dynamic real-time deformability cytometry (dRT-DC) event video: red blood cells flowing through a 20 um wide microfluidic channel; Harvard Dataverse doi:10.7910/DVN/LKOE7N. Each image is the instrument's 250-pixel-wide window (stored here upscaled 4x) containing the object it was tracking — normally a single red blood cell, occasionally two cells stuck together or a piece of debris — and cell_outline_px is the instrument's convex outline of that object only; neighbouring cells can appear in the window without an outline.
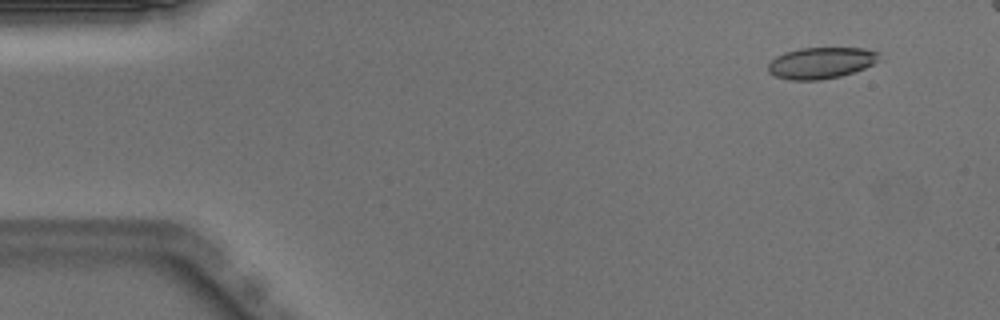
{"species": "Egyptian fruit bat (a non-hibernating species)", "species_latin": "Rousettus aegyptiacus", "temperature_condition": "warm", "stored_images_in_passage": 44, "camera_frame_rate_fps": 3000, "um_per_image_px": 0.085, "animal": {"sex": "male"}, "frame": {"image": 1, "passage_image": 1, "time_ms": 0.0, "image_size_px": [1000, 320], "cell_outline_px": [[880, 60], [864, 68], [840, 76], [820, 80], [792, 80], [776, 76], [768, 72], [768, 64], [776, 56], [784, 52], [800, 48], [864, 48], [880, 52]], "centroid_in_image_um": [69.8, 5.34], "position_along_channel_um": 15.2, "area_um2": 20.29}}
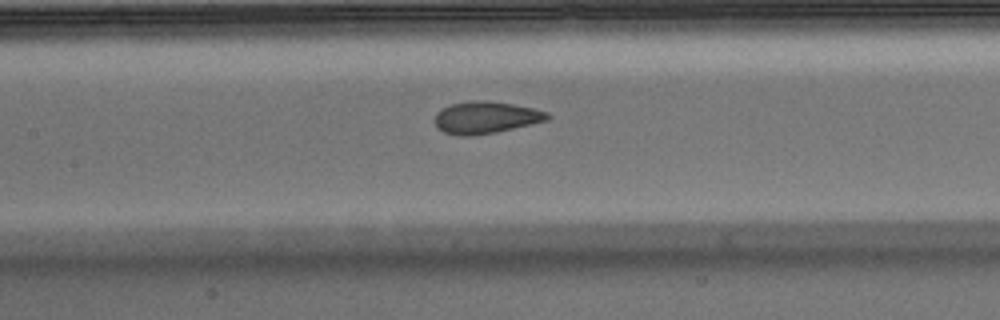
{"frame": {"image": 2, "passage_image": 20, "time_ms": 6.333, "image_size_px": [1000, 320], "cell_outline_px": [[552, 116], [548, 120], [532, 124], [496, 132], [472, 136], [460, 136], [444, 132], [436, 128], [436, 112], [440, 108], [452, 104], [476, 100], [512, 104], [532, 108], [548, 112]], "centroid_in_image_um": [41.29, 10.0], "position_along_channel_um": 166.1, "area_um2": 20.92}}
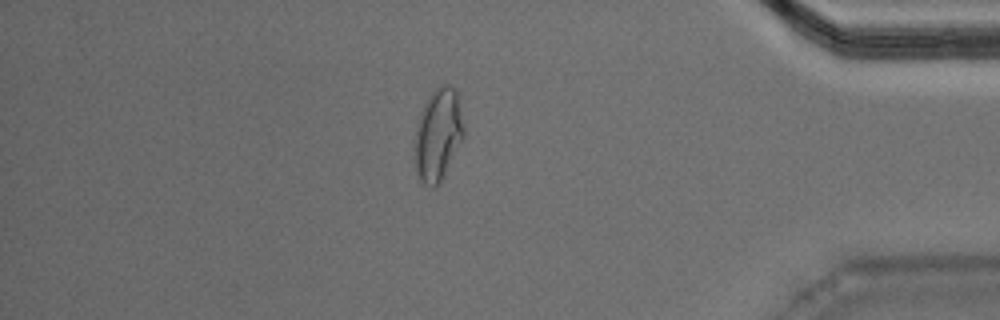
{"frame": {"image": 3, "passage_image": 40, "time_ms": 13.0, "image_size_px": [1000, 320], "cell_outline_px": [[464, 136], [436, 188], [432, 188], [424, 184], [420, 180], [416, 168], [416, 128], [420, 112], [428, 96], [440, 84], [448, 84], [456, 88], [460, 96], [464, 128]], "centroid_in_image_um": [37.27, 11.36], "position_along_channel_um": 397.9, "area_um2": 26.24}}